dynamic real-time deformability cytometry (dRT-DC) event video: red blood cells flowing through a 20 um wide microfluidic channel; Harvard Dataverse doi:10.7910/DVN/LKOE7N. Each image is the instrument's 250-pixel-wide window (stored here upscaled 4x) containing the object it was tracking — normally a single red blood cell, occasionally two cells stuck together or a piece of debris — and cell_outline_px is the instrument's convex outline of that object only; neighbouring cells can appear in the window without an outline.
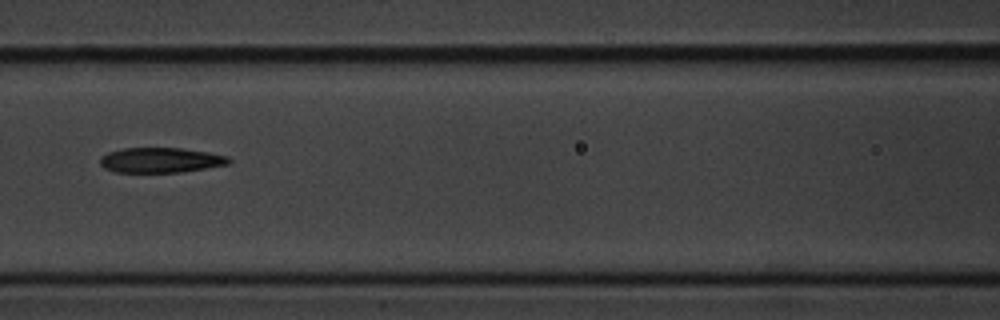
{"species": "common noctule bat (a hibernating species)", "species_latin": "Nyctalus noctula", "temperature_condition": "cold", "stored_images_in_passage": 6, "camera_frame_rate_fps": 3000, "um_per_image_px": 0.085, "animal": {"sex": "male", "body_mass_g": 20.1, "forearm_length_mm": 53.5}, "frame": {"image": 1, "passage_image": 4, "time_ms": 1.0, "image_size_px": [1000, 320], "cell_outline_px": [[232, 164], [180, 172], [116, 172], [104, 168], [100, 164], [100, 156], [108, 152], [124, 148], [180, 148], [208, 152], [228, 156], [232, 160]], "centroid_in_image_um": [13.68, 13.61], "position_along_channel_um": 152.9, "area_um2": 18.9}}
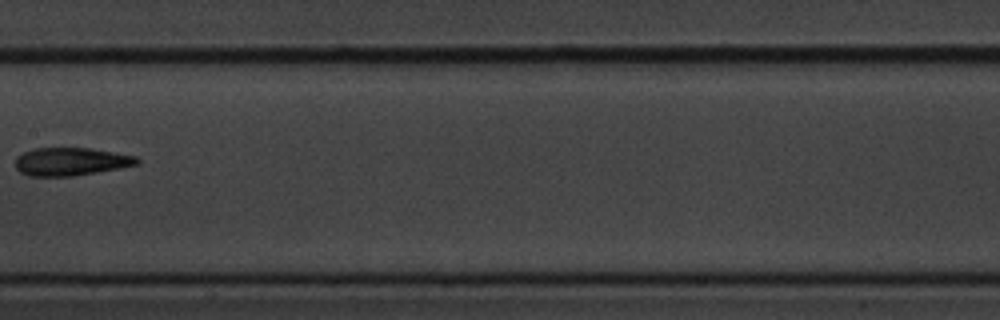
{"frame": {"image": 2, "passage_image": 5, "time_ms": 1.333, "image_size_px": [1000, 320], "cell_outline_px": [[140, 160], [136, 164], [120, 168], [72, 176], [28, 176], [20, 172], [16, 168], [16, 156], [32, 148], [92, 148], [136, 156]], "centroid_in_image_um": [5.99, 13.73], "position_along_channel_um": 201.4, "area_um2": 19.83}}
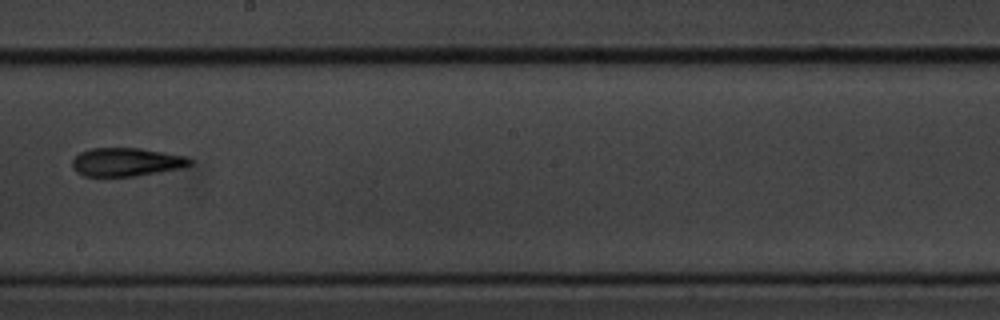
{"frame": {"image": 3, "passage_image": 6, "time_ms": 1.667, "image_size_px": [1000, 320], "cell_outline_px": [[192, 164], [180, 168], [160, 172], [136, 176], [84, 176], [76, 172], [72, 168], [72, 160], [80, 152], [92, 148], [140, 148], [188, 156], [192, 160]], "centroid_in_image_um": [10.74, 13.77], "position_along_channel_um": 237.5, "area_um2": 19.59}}